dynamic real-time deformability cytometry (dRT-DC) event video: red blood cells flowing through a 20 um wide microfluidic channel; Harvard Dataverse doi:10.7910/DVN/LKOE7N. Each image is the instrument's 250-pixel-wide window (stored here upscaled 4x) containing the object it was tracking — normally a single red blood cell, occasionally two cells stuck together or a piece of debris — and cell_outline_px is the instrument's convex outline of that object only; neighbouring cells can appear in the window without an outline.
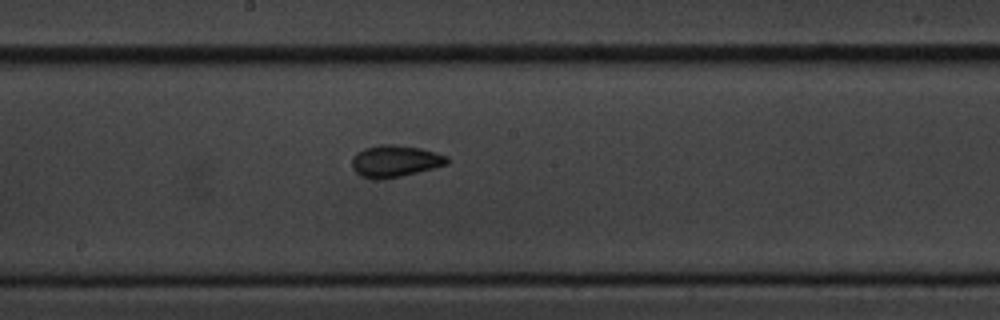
{"species": "common noctule bat (a hibernating species)", "species_latin": "Nyctalus noctula", "temperature_condition": "cold", "stored_images_in_passage": 7, "camera_frame_rate_fps": 3000, "um_per_image_px": 0.085, "animal": {"sex": "male", "body_mass_g": 20.1, "forearm_length_mm": 53.5}, "frame": {"image": 1, "passage_image": 7, "time_ms": 8.0, "image_size_px": [1000, 320], "cell_outline_px": [[448, 164], [400, 176], [376, 180], [360, 176], [352, 168], [352, 156], [356, 152], [364, 148], [380, 144], [396, 144], [420, 148], [436, 152], [448, 156]], "centroid_in_image_um": [33.54, 13.68], "position_along_channel_um": 214.7, "area_um2": 17.69}}